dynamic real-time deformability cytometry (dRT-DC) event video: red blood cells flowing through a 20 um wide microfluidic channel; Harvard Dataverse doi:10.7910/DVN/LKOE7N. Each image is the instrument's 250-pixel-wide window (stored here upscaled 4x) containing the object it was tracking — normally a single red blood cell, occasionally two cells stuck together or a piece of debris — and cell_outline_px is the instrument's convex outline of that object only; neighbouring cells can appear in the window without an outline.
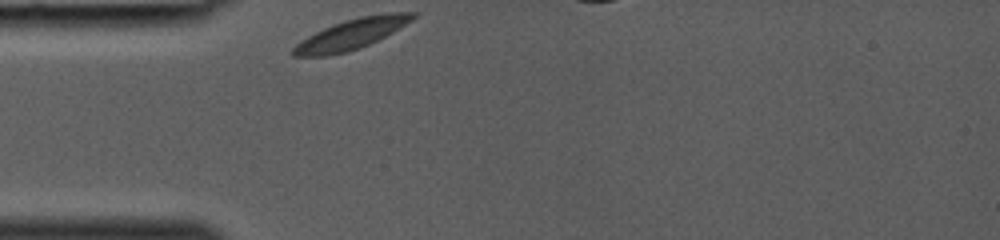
{"species": "common noctule bat (a hibernating species)", "species_latin": "Nyctalus noctula", "temperature_condition": "room temperature", "stored_images_in_passage": 10, "camera_frame_rate_fps": 3000, "um_per_image_px": 0.085, "animal": {"sex": "female", "body_mass_g": 19.0, "forearm_length_mm": 53.3}, "frame": {"image": 1, "passage_image": 1, "time_ms": 0.0, "image_size_px": [1000, 240], "cell_outline_px": [[416, 16], [412, 20], [392, 32], [360, 48], [348, 52], [328, 56], [292, 56], [292, 48], [300, 40], [332, 24], [344, 20], [360, 16], [384, 12], [416, 12]], "centroid_in_image_um": [29.85, 2.89], "position_along_channel_um": 55.2, "area_um2": 21.1}}
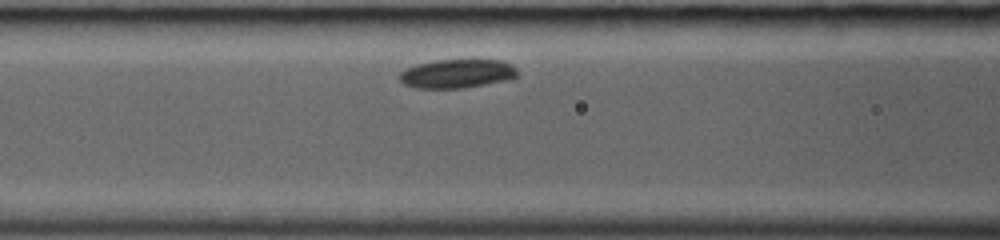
{"frame": {"image": 2, "passage_image": 6, "time_ms": 1.667, "image_size_px": [1000, 240], "cell_outline_px": [[520, 76], [508, 80], [464, 88], [416, 88], [404, 84], [400, 80], [400, 72], [416, 64], [436, 60], [500, 60], [512, 64], [516, 68]], "centroid_in_image_um": [38.89, 6.26], "position_along_channel_um": 127.7, "area_um2": 19.88}}
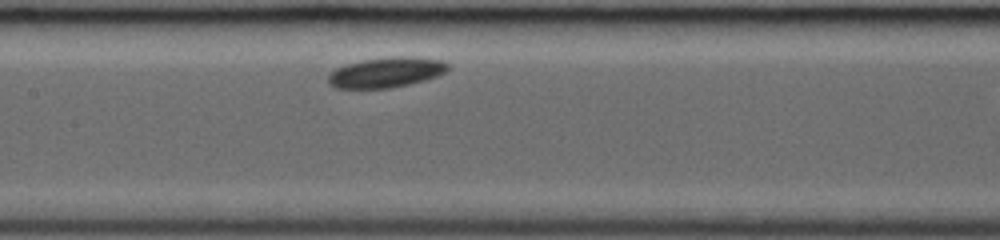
{"frame": {"image": 3, "passage_image": 9, "time_ms": 2.667, "image_size_px": [1000, 240], "cell_outline_px": [[452, 68], [436, 76], [424, 80], [392, 88], [336, 88], [328, 84], [328, 76], [336, 68], [348, 64], [364, 60], [392, 56], [412, 56], [444, 60], [452, 64]], "centroid_in_image_um": [32.89, 6.14], "position_along_channel_um": 174.5, "area_um2": 21.21}}